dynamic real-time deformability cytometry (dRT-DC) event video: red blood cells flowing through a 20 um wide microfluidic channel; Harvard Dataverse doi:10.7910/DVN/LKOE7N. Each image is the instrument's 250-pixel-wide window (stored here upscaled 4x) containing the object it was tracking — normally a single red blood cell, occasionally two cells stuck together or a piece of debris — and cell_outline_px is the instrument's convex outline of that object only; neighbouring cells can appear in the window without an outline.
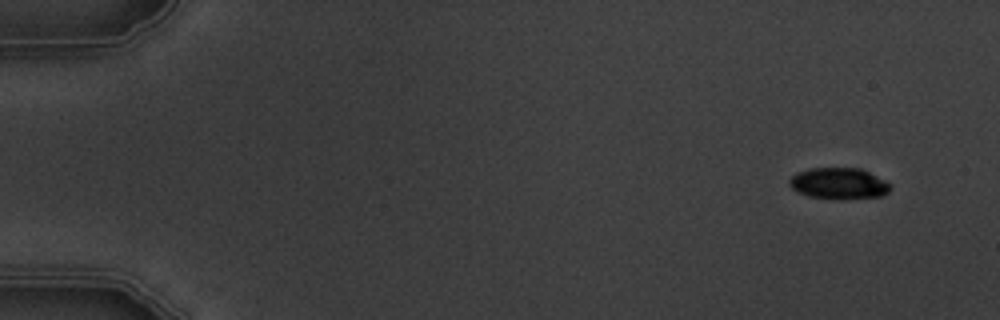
{"species": "common noctule bat (a hibernating species)", "species_latin": "Nyctalus noctula", "temperature_condition": "warm", "stored_images_in_passage": 5, "camera_frame_rate_fps": 3000, "um_per_image_px": 0.085, "animal": {"sex": "male", "body_mass_g": 19.5, "forearm_length_mm": 54.6}, "frame": {"image": 1, "passage_image": 1, "time_ms": 0.0, "image_size_px": [1000, 320], "cell_outline_px": [[892, 188], [888, 192], [880, 196], [808, 196], [792, 188], [788, 184], [788, 180], [796, 172], [808, 168], [860, 168], [892, 184]], "centroid_in_image_um": [71.27, 15.53], "position_along_channel_um": 13.7, "area_um2": 17.51}}
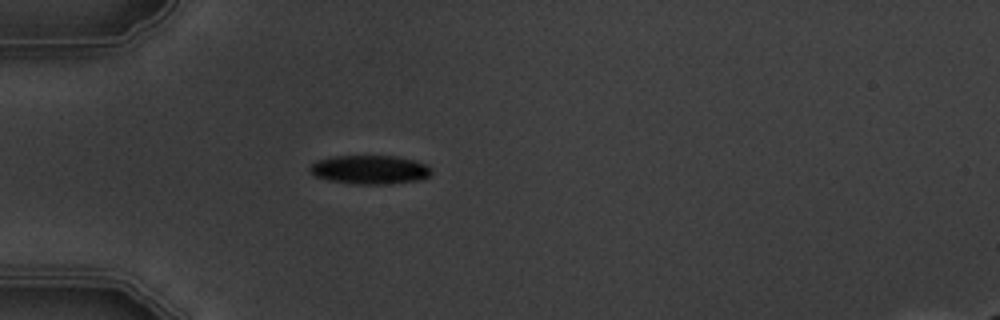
{"frame": {"image": 2, "passage_image": 5, "time_ms": 4.333, "image_size_px": [1000, 320], "cell_outline_px": [[432, 176], [420, 180], [384, 184], [360, 184], [332, 180], [312, 176], [308, 172], [308, 168], [316, 160], [332, 156], [396, 156], [416, 160], [428, 164], [432, 168]], "centroid_in_image_um": [31.47, 14.41], "position_along_channel_um": 53.5, "area_um2": 20.69}}